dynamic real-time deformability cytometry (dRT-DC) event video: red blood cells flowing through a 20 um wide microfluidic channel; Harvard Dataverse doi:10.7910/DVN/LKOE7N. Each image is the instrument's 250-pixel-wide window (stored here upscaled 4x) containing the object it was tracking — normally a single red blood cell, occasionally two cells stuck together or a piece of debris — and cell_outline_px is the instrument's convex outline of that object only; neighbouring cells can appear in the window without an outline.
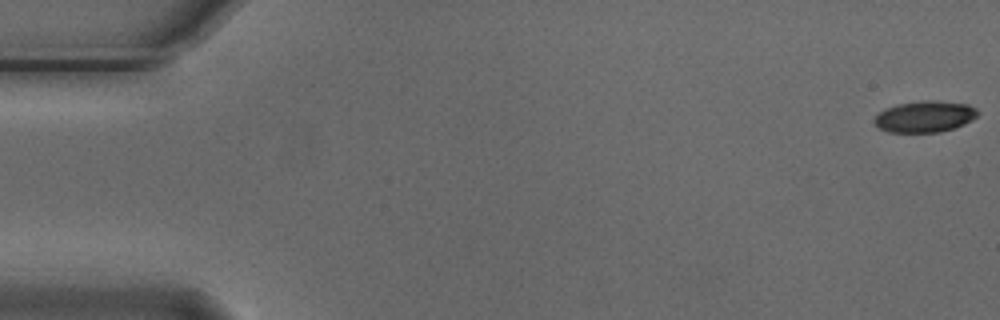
{"species": "Egyptian fruit bat (a non-hibernating species)", "species_latin": "Rousettus aegyptiacus", "temperature_condition": "cold", "stored_images_in_passage": 5, "camera_frame_rate_fps": 3000, "um_per_image_px": 0.085, "animal": {"sex": "male"}, "frame": {"image": 1, "passage_image": 1, "time_ms": 0.0, "image_size_px": [1000, 320], "cell_outline_px": [[980, 112], [972, 120], [964, 124], [940, 132], [888, 132], [880, 128], [872, 120], [884, 108], [896, 104], [924, 100], [932, 100], [968, 104], [976, 108]], "centroid_in_image_um": [78.6, 9.9], "position_along_channel_um": 6.4, "area_um2": 18.9}}
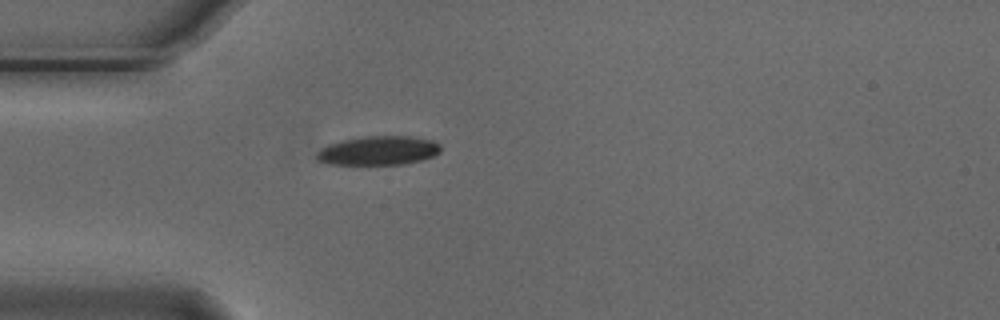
{"frame": {"image": 2, "passage_image": 5, "time_ms": 1.333, "image_size_px": [1000, 320], "cell_outline_px": [[440, 152], [432, 156], [420, 160], [404, 164], [328, 164], [316, 160], [316, 152], [320, 148], [328, 144], [340, 140], [360, 136], [412, 136], [432, 140], [440, 144]], "centroid_in_image_um": [32.12, 12.79], "position_along_channel_um": 52.9, "area_um2": 21.15}}